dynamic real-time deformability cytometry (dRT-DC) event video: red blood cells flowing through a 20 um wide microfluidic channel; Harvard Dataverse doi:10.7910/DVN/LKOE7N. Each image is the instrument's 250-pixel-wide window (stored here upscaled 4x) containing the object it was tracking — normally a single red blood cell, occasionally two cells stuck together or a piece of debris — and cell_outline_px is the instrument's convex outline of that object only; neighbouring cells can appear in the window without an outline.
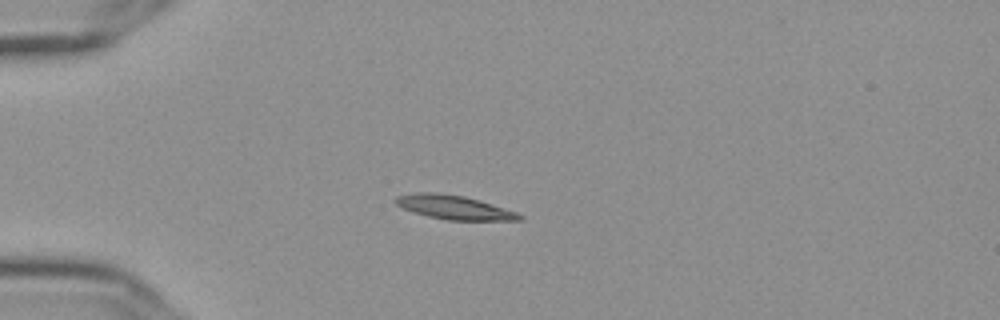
{"species": "Egyptian fruit bat (a non-hibernating species)", "species_latin": "Rousettus aegyptiacus", "temperature_condition": "cold", "stored_images_in_passage": 42, "camera_frame_rate_fps": 3000, "um_per_image_px": 0.085, "frame": {"image": 1, "passage_image": 1, "time_ms": 0.0, "image_size_px": [1000, 320], "cell_outline_px": [[524, 216], [520, 220], [448, 220], [428, 216], [404, 208], [396, 204], [392, 200], [396, 196], [412, 192], [432, 192], [464, 196], [516, 212]], "centroid_in_image_um": [38.54, 17.61], "position_along_channel_um": 46.5, "area_um2": 16.99}}
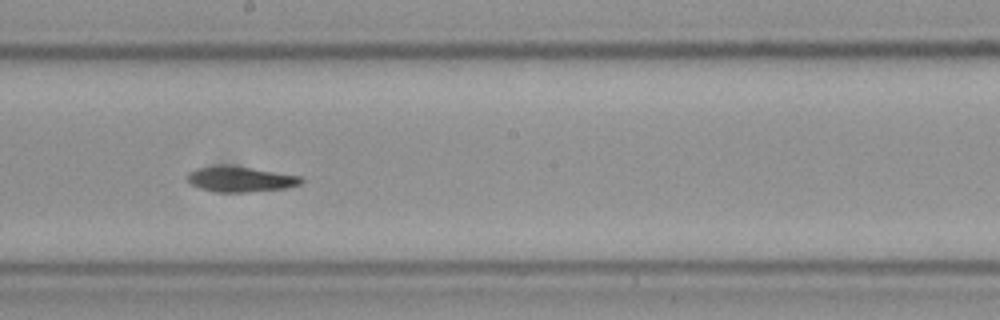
{"frame": {"image": 2, "passage_image": 18, "time_ms": 5.667, "image_size_px": [1000, 320], "cell_outline_px": [[304, 180], [300, 184], [288, 188], [248, 192], [216, 192], [200, 188], [184, 180], [184, 176], [188, 172], [196, 168], [248, 168], [300, 176]], "centroid_in_image_um": [20.42, 15.28], "position_along_channel_um": 227.8, "area_um2": 16.18}}
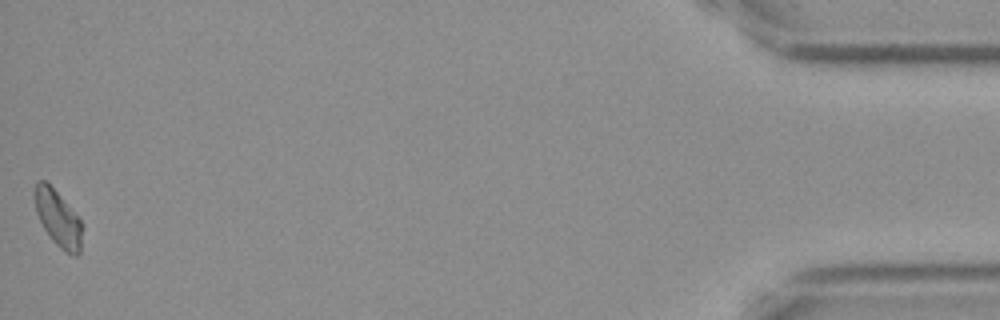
{"frame": {"image": 3, "passage_image": 42, "time_ms": 13.667, "image_size_px": [1000, 320], "cell_outline_px": [[80, 252], [76, 256], [64, 252], [52, 240], [44, 228], [36, 212], [36, 180], [44, 180], [56, 192], [80, 220]], "centroid_in_image_um": [4.92, 18.61], "position_along_channel_um": 430.3, "area_um2": 14.68}}